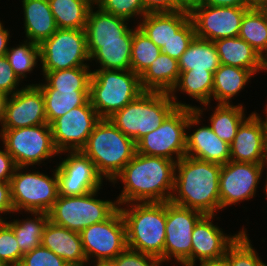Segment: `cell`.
<instances>
[{
    "label": "cell",
    "mask_w": 267,
    "mask_h": 266,
    "mask_svg": "<svg viewBox=\"0 0 267 266\" xmlns=\"http://www.w3.org/2000/svg\"><path fill=\"white\" fill-rule=\"evenodd\" d=\"M175 11H187L191 12L195 7L199 6L200 0H174Z\"/></svg>",
    "instance_id": "obj_52"
},
{
    "label": "cell",
    "mask_w": 267,
    "mask_h": 266,
    "mask_svg": "<svg viewBox=\"0 0 267 266\" xmlns=\"http://www.w3.org/2000/svg\"><path fill=\"white\" fill-rule=\"evenodd\" d=\"M222 165L189 156L176 162L174 189L170 201L203 214L221 211L219 182Z\"/></svg>",
    "instance_id": "obj_2"
},
{
    "label": "cell",
    "mask_w": 267,
    "mask_h": 266,
    "mask_svg": "<svg viewBox=\"0 0 267 266\" xmlns=\"http://www.w3.org/2000/svg\"><path fill=\"white\" fill-rule=\"evenodd\" d=\"M196 37L195 27L191 18L176 32L174 36L161 48L162 53L179 59Z\"/></svg>",
    "instance_id": "obj_43"
},
{
    "label": "cell",
    "mask_w": 267,
    "mask_h": 266,
    "mask_svg": "<svg viewBox=\"0 0 267 266\" xmlns=\"http://www.w3.org/2000/svg\"><path fill=\"white\" fill-rule=\"evenodd\" d=\"M143 92L132 70L92 69L89 98L100 118L111 117Z\"/></svg>",
    "instance_id": "obj_5"
},
{
    "label": "cell",
    "mask_w": 267,
    "mask_h": 266,
    "mask_svg": "<svg viewBox=\"0 0 267 266\" xmlns=\"http://www.w3.org/2000/svg\"><path fill=\"white\" fill-rule=\"evenodd\" d=\"M13 42L14 45L12 44V46H9L5 57L9 61L11 68L19 77V79L22 82L24 81V84L26 85H33V83L29 82L30 79H27V77L28 75L30 76L35 74L38 68L40 69L39 44L26 39Z\"/></svg>",
    "instance_id": "obj_35"
},
{
    "label": "cell",
    "mask_w": 267,
    "mask_h": 266,
    "mask_svg": "<svg viewBox=\"0 0 267 266\" xmlns=\"http://www.w3.org/2000/svg\"><path fill=\"white\" fill-rule=\"evenodd\" d=\"M176 107L169 93L145 91L108 119L137 143L160 127Z\"/></svg>",
    "instance_id": "obj_6"
},
{
    "label": "cell",
    "mask_w": 267,
    "mask_h": 266,
    "mask_svg": "<svg viewBox=\"0 0 267 266\" xmlns=\"http://www.w3.org/2000/svg\"><path fill=\"white\" fill-rule=\"evenodd\" d=\"M81 151L95 164L103 179L111 183L133 159L136 143L108 118H101Z\"/></svg>",
    "instance_id": "obj_4"
},
{
    "label": "cell",
    "mask_w": 267,
    "mask_h": 266,
    "mask_svg": "<svg viewBox=\"0 0 267 266\" xmlns=\"http://www.w3.org/2000/svg\"><path fill=\"white\" fill-rule=\"evenodd\" d=\"M265 176H263V181H262V183L264 184L263 186H262V192H263V194L265 195H262L263 196V198L266 200V202H267V172H265Z\"/></svg>",
    "instance_id": "obj_56"
},
{
    "label": "cell",
    "mask_w": 267,
    "mask_h": 266,
    "mask_svg": "<svg viewBox=\"0 0 267 266\" xmlns=\"http://www.w3.org/2000/svg\"><path fill=\"white\" fill-rule=\"evenodd\" d=\"M219 215L204 214L195 224L191 235V264L200 261L219 260L225 256L228 247L243 232L242 226L234 233L220 228ZM216 217V218H215Z\"/></svg>",
    "instance_id": "obj_18"
},
{
    "label": "cell",
    "mask_w": 267,
    "mask_h": 266,
    "mask_svg": "<svg viewBox=\"0 0 267 266\" xmlns=\"http://www.w3.org/2000/svg\"><path fill=\"white\" fill-rule=\"evenodd\" d=\"M238 36L253 47L264 60L267 58V21L258 8H249L245 12Z\"/></svg>",
    "instance_id": "obj_38"
},
{
    "label": "cell",
    "mask_w": 267,
    "mask_h": 266,
    "mask_svg": "<svg viewBox=\"0 0 267 266\" xmlns=\"http://www.w3.org/2000/svg\"><path fill=\"white\" fill-rule=\"evenodd\" d=\"M264 73L267 74V58L264 60Z\"/></svg>",
    "instance_id": "obj_60"
},
{
    "label": "cell",
    "mask_w": 267,
    "mask_h": 266,
    "mask_svg": "<svg viewBox=\"0 0 267 266\" xmlns=\"http://www.w3.org/2000/svg\"><path fill=\"white\" fill-rule=\"evenodd\" d=\"M40 72L90 67L85 30L58 28L39 44Z\"/></svg>",
    "instance_id": "obj_10"
},
{
    "label": "cell",
    "mask_w": 267,
    "mask_h": 266,
    "mask_svg": "<svg viewBox=\"0 0 267 266\" xmlns=\"http://www.w3.org/2000/svg\"><path fill=\"white\" fill-rule=\"evenodd\" d=\"M57 28L85 30L92 0H48Z\"/></svg>",
    "instance_id": "obj_36"
},
{
    "label": "cell",
    "mask_w": 267,
    "mask_h": 266,
    "mask_svg": "<svg viewBox=\"0 0 267 266\" xmlns=\"http://www.w3.org/2000/svg\"><path fill=\"white\" fill-rule=\"evenodd\" d=\"M199 5H204V6H228V7H249L247 0H200Z\"/></svg>",
    "instance_id": "obj_51"
},
{
    "label": "cell",
    "mask_w": 267,
    "mask_h": 266,
    "mask_svg": "<svg viewBox=\"0 0 267 266\" xmlns=\"http://www.w3.org/2000/svg\"><path fill=\"white\" fill-rule=\"evenodd\" d=\"M100 119L89 99L84 105L54 120L50 126L59 153L81 150Z\"/></svg>",
    "instance_id": "obj_16"
},
{
    "label": "cell",
    "mask_w": 267,
    "mask_h": 266,
    "mask_svg": "<svg viewBox=\"0 0 267 266\" xmlns=\"http://www.w3.org/2000/svg\"><path fill=\"white\" fill-rule=\"evenodd\" d=\"M102 190L103 188L80 196L59 195L48 212L49 220L78 233L92 224L105 221L119 206L115 198L100 197Z\"/></svg>",
    "instance_id": "obj_8"
},
{
    "label": "cell",
    "mask_w": 267,
    "mask_h": 266,
    "mask_svg": "<svg viewBox=\"0 0 267 266\" xmlns=\"http://www.w3.org/2000/svg\"><path fill=\"white\" fill-rule=\"evenodd\" d=\"M255 77L257 75L251 70L221 64L214 72L211 103L244 106V102L236 103L235 101L234 103L233 100H238L236 98L245 91L247 86L249 88L252 78Z\"/></svg>",
    "instance_id": "obj_27"
},
{
    "label": "cell",
    "mask_w": 267,
    "mask_h": 266,
    "mask_svg": "<svg viewBox=\"0 0 267 266\" xmlns=\"http://www.w3.org/2000/svg\"><path fill=\"white\" fill-rule=\"evenodd\" d=\"M110 264L112 266H163L165 263L158 257L126 248Z\"/></svg>",
    "instance_id": "obj_45"
},
{
    "label": "cell",
    "mask_w": 267,
    "mask_h": 266,
    "mask_svg": "<svg viewBox=\"0 0 267 266\" xmlns=\"http://www.w3.org/2000/svg\"><path fill=\"white\" fill-rule=\"evenodd\" d=\"M203 215L198 210L183 207L171 201L166 202L164 243V263L166 265L168 262L174 264L173 266L191 265V235L195 224Z\"/></svg>",
    "instance_id": "obj_13"
},
{
    "label": "cell",
    "mask_w": 267,
    "mask_h": 266,
    "mask_svg": "<svg viewBox=\"0 0 267 266\" xmlns=\"http://www.w3.org/2000/svg\"><path fill=\"white\" fill-rule=\"evenodd\" d=\"M85 266H112V265L106 262H89Z\"/></svg>",
    "instance_id": "obj_57"
},
{
    "label": "cell",
    "mask_w": 267,
    "mask_h": 266,
    "mask_svg": "<svg viewBox=\"0 0 267 266\" xmlns=\"http://www.w3.org/2000/svg\"><path fill=\"white\" fill-rule=\"evenodd\" d=\"M133 25L132 22L107 13L94 4L89 11L85 26L86 40L87 42L122 41V36Z\"/></svg>",
    "instance_id": "obj_30"
},
{
    "label": "cell",
    "mask_w": 267,
    "mask_h": 266,
    "mask_svg": "<svg viewBox=\"0 0 267 266\" xmlns=\"http://www.w3.org/2000/svg\"><path fill=\"white\" fill-rule=\"evenodd\" d=\"M220 63L253 71L264 72V59L239 36L213 41Z\"/></svg>",
    "instance_id": "obj_28"
},
{
    "label": "cell",
    "mask_w": 267,
    "mask_h": 266,
    "mask_svg": "<svg viewBox=\"0 0 267 266\" xmlns=\"http://www.w3.org/2000/svg\"><path fill=\"white\" fill-rule=\"evenodd\" d=\"M213 76L211 71H180L179 79L170 91V96L175 102L177 107H183L195 110L197 107L211 103V95L213 88ZM178 94H181L178 96ZM183 97H180L182 96ZM184 95L189 97L187 100H192L194 103H187L184 99ZM180 97V98H179ZM183 98L184 101L179 100Z\"/></svg>",
    "instance_id": "obj_23"
},
{
    "label": "cell",
    "mask_w": 267,
    "mask_h": 266,
    "mask_svg": "<svg viewBox=\"0 0 267 266\" xmlns=\"http://www.w3.org/2000/svg\"><path fill=\"white\" fill-rule=\"evenodd\" d=\"M264 15L267 21V2H265L261 7L258 8Z\"/></svg>",
    "instance_id": "obj_58"
},
{
    "label": "cell",
    "mask_w": 267,
    "mask_h": 266,
    "mask_svg": "<svg viewBox=\"0 0 267 266\" xmlns=\"http://www.w3.org/2000/svg\"><path fill=\"white\" fill-rule=\"evenodd\" d=\"M94 4L101 10L124 18L135 25L148 13L143 0H96Z\"/></svg>",
    "instance_id": "obj_41"
},
{
    "label": "cell",
    "mask_w": 267,
    "mask_h": 266,
    "mask_svg": "<svg viewBox=\"0 0 267 266\" xmlns=\"http://www.w3.org/2000/svg\"><path fill=\"white\" fill-rule=\"evenodd\" d=\"M180 71H211L213 74L221 65L213 41L195 37L187 50L178 59Z\"/></svg>",
    "instance_id": "obj_33"
},
{
    "label": "cell",
    "mask_w": 267,
    "mask_h": 266,
    "mask_svg": "<svg viewBox=\"0 0 267 266\" xmlns=\"http://www.w3.org/2000/svg\"><path fill=\"white\" fill-rule=\"evenodd\" d=\"M189 19L190 12L183 10L151 12L139 21L137 27L159 48H162Z\"/></svg>",
    "instance_id": "obj_31"
},
{
    "label": "cell",
    "mask_w": 267,
    "mask_h": 266,
    "mask_svg": "<svg viewBox=\"0 0 267 266\" xmlns=\"http://www.w3.org/2000/svg\"><path fill=\"white\" fill-rule=\"evenodd\" d=\"M188 108L176 107L154 131L136 143V152L178 162L186 155Z\"/></svg>",
    "instance_id": "obj_11"
},
{
    "label": "cell",
    "mask_w": 267,
    "mask_h": 266,
    "mask_svg": "<svg viewBox=\"0 0 267 266\" xmlns=\"http://www.w3.org/2000/svg\"><path fill=\"white\" fill-rule=\"evenodd\" d=\"M175 167V161L136 152L133 159L110 183L114 189L117 185L119 187V195L115 197L118 206L170 201L174 189Z\"/></svg>",
    "instance_id": "obj_1"
},
{
    "label": "cell",
    "mask_w": 267,
    "mask_h": 266,
    "mask_svg": "<svg viewBox=\"0 0 267 266\" xmlns=\"http://www.w3.org/2000/svg\"><path fill=\"white\" fill-rule=\"evenodd\" d=\"M25 85L14 73L7 58L5 56L0 57V93L10 96Z\"/></svg>",
    "instance_id": "obj_46"
},
{
    "label": "cell",
    "mask_w": 267,
    "mask_h": 266,
    "mask_svg": "<svg viewBox=\"0 0 267 266\" xmlns=\"http://www.w3.org/2000/svg\"><path fill=\"white\" fill-rule=\"evenodd\" d=\"M199 263V264H198ZM188 266H227L224 258L219 260L200 261Z\"/></svg>",
    "instance_id": "obj_53"
},
{
    "label": "cell",
    "mask_w": 267,
    "mask_h": 266,
    "mask_svg": "<svg viewBox=\"0 0 267 266\" xmlns=\"http://www.w3.org/2000/svg\"><path fill=\"white\" fill-rule=\"evenodd\" d=\"M4 221L12 228L21 253L24 255L41 246L42 235L49 221V216L46 212L16 211Z\"/></svg>",
    "instance_id": "obj_29"
},
{
    "label": "cell",
    "mask_w": 267,
    "mask_h": 266,
    "mask_svg": "<svg viewBox=\"0 0 267 266\" xmlns=\"http://www.w3.org/2000/svg\"><path fill=\"white\" fill-rule=\"evenodd\" d=\"M249 7L199 5L190 12L196 37L208 41L237 37Z\"/></svg>",
    "instance_id": "obj_17"
},
{
    "label": "cell",
    "mask_w": 267,
    "mask_h": 266,
    "mask_svg": "<svg viewBox=\"0 0 267 266\" xmlns=\"http://www.w3.org/2000/svg\"><path fill=\"white\" fill-rule=\"evenodd\" d=\"M246 108V105L242 106L240 104L213 105V103H208L197 107L195 111L203 118V120H205V122L208 123L214 133L221 140H224L230 145L237 134L239 126L250 115V113L248 114Z\"/></svg>",
    "instance_id": "obj_24"
},
{
    "label": "cell",
    "mask_w": 267,
    "mask_h": 266,
    "mask_svg": "<svg viewBox=\"0 0 267 266\" xmlns=\"http://www.w3.org/2000/svg\"><path fill=\"white\" fill-rule=\"evenodd\" d=\"M179 75L178 60L161 52L140 76V82L144 91L170 93Z\"/></svg>",
    "instance_id": "obj_32"
},
{
    "label": "cell",
    "mask_w": 267,
    "mask_h": 266,
    "mask_svg": "<svg viewBox=\"0 0 267 266\" xmlns=\"http://www.w3.org/2000/svg\"><path fill=\"white\" fill-rule=\"evenodd\" d=\"M80 236L87 263H110L127 248L126 226L119 208L105 221L83 229Z\"/></svg>",
    "instance_id": "obj_15"
},
{
    "label": "cell",
    "mask_w": 267,
    "mask_h": 266,
    "mask_svg": "<svg viewBox=\"0 0 267 266\" xmlns=\"http://www.w3.org/2000/svg\"><path fill=\"white\" fill-rule=\"evenodd\" d=\"M264 168L265 172H267V140H266V150H265V159H264Z\"/></svg>",
    "instance_id": "obj_59"
},
{
    "label": "cell",
    "mask_w": 267,
    "mask_h": 266,
    "mask_svg": "<svg viewBox=\"0 0 267 266\" xmlns=\"http://www.w3.org/2000/svg\"><path fill=\"white\" fill-rule=\"evenodd\" d=\"M45 104L47 124L65 115L72 109L84 105L89 98V90L41 89Z\"/></svg>",
    "instance_id": "obj_37"
},
{
    "label": "cell",
    "mask_w": 267,
    "mask_h": 266,
    "mask_svg": "<svg viewBox=\"0 0 267 266\" xmlns=\"http://www.w3.org/2000/svg\"><path fill=\"white\" fill-rule=\"evenodd\" d=\"M24 39L40 44L58 29L48 0H19Z\"/></svg>",
    "instance_id": "obj_25"
},
{
    "label": "cell",
    "mask_w": 267,
    "mask_h": 266,
    "mask_svg": "<svg viewBox=\"0 0 267 266\" xmlns=\"http://www.w3.org/2000/svg\"><path fill=\"white\" fill-rule=\"evenodd\" d=\"M126 226L127 248L164 262L166 202L119 205Z\"/></svg>",
    "instance_id": "obj_3"
},
{
    "label": "cell",
    "mask_w": 267,
    "mask_h": 266,
    "mask_svg": "<svg viewBox=\"0 0 267 266\" xmlns=\"http://www.w3.org/2000/svg\"><path fill=\"white\" fill-rule=\"evenodd\" d=\"M6 98L7 96L5 94L0 93V126H1V123L4 117V105H5Z\"/></svg>",
    "instance_id": "obj_54"
},
{
    "label": "cell",
    "mask_w": 267,
    "mask_h": 266,
    "mask_svg": "<svg viewBox=\"0 0 267 266\" xmlns=\"http://www.w3.org/2000/svg\"><path fill=\"white\" fill-rule=\"evenodd\" d=\"M205 123L195 110L188 109L186 156L220 165L226 164L230 161V145L221 140Z\"/></svg>",
    "instance_id": "obj_20"
},
{
    "label": "cell",
    "mask_w": 267,
    "mask_h": 266,
    "mask_svg": "<svg viewBox=\"0 0 267 266\" xmlns=\"http://www.w3.org/2000/svg\"><path fill=\"white\" fill-rule=\"evenodd\" d=\"M19 266H70L51 250L39 246L23 255Z\"/></svg>",
    "instance_id": "obj_44"
},
{
    "label": "cell",
    "mask_w": 267,
    "mask_h": 266,
    "mask_svg": "<svg viewBox=\"0 0 267 266\" xmlns=\"http://www.w3.org/2000/svg\"><path fill=\"white\" fill-rule=\"evenodd\" d=\"M248 219L245 220L246 225H242L243 232L226 250L223 258L227 266H264L266 264L264 258H261L263 255L261 253L259 255L257 247H254L253 240L250 239Z\"/></svg>",
    "instance_id": "obj_39"
},
{
    "label": "cell",
    "mask_w": 267,
    "mask_h": 266,
    "mask_svg": "<svg viewBox=\"0 0 267 266\" xmlns=\"http://www.w3.org/2000/svg\"><path fill=\"white\" fill-rule=\"evenodd\" d=\"M256 111L258 110L251 111L239 126L230 144V161L264 164L267 114L264 110L261 113Z\"/></svg>",
    "instance_id": "obj_21"
},
{
    "label": "cell",
    "mask_w": 267,
    "mask_h": 266,
    "mask_svg": "<svg viewBox=\"0 0 267 266\" xmlns=\"http://www.w3.org/2000/svg\"><path fill=\"white\" fill-rule=\"evenodd\" d=\"M267 101V100H266ZM264 107V111L266 112V114H267V102H265V105L263 106Z\"/></svg>",
    "instance_id": "obj_61"
},
{
    "label": "cell",
    "mask_w": 267,
    "mask_h": 266,
    "mask_svg": "<svg viewBox=\"0 0 267 266\" xmlns=\"http://www.w3.org/2000/svg\"><path fill=\"white\" fill-rule=\"evenodd\" d=\"M145 10L151 12H174V0H143Z\"/></svg>",
    "instance_id": "obj_49"
},
{
    "label": "cell",
    "mask_w": 267,
    "mask_h": 266,
    "mask_svg": "<svg viewBox=\"0 0 267 266\" xmlns=\"http://www.w3.org/2000/svg\"><path fill=\"white\" fill-rule=\"evenodd\" d=\"M2 145V146H1ZM16 165L4 145L0 144V182H10Z\"/></svg>",
    "instance_id": "obj_48"
},
{
    "label": "cell",
    "mask_w": 267,
    "mask_h": 266,
    "mask_svg": "<svg viewBox=\"0 0 267 266\" xmlns=\"http://www.w3.org/2000/svg\"><path fill=\"white\" fill-rule=\"evenodd\" d=\"M47 124L43 93L37 85H25L7 96L0 130Z\"/></svg>",
    "instance_id": "obj_19"
},
{
    "label": "cell",
    "mask_w": 267,
    "mask_h": 266,
    "mask_svg": "<svg viewBox=\"0 0 267 266\" xmlns=\"http://www.w3.org/2000/svg\"><path fill=\"white\" fill-rule=\"evenodd\" d=\"M48 166L51 173L42 170L41 167L16 166L10 180L15 212L50 211L59 194L56 168L54 165L53 168L51 165Z\"/></svg>",
    "instance_id": "obj_7"
},
{
    "label": "cell",
    "mask_w": 267,
    "mask_h": 266,
    "mask_svg": "<svg viewBox=\"0 0 267 266\" xmlns=\"http://www.w3.org/2000/svg\"><path fill=\"white\" fill-rule=\"evenodd\" d=\"M132 41L133 26L122 36V41L87 42L91 69L93 66V69L131 70Z\"/></svg>",
    "instance_id": "obj_22"
},
{
    "label": "cell",
    "mask_w": 267,
    "mask_h": 266,
    "mask_svg": "<svg viewBox=\"0 0 267 266\" xmlns=\"http://www.w3.org/2000/svg\"><path fill=\"white\" fill-rule=\"evenodd\" d=\"M41 246L51 250L70 266H85L87 258L80 233L48 221L41 239Z\"/></svg>",
    "instance_id": "obj_26"
},
{
    "label": "cell",
    "mask_w": 267,
    "mask_h": 266,
    "mask_svg": "<svg viewBox=\"0 0 267 266\" xmlns=\"http://www.w3.org/2000/svg\"><path fill=\"white\" fill-rule=\"evenodd\" d=\"M161 52V48L151 41L147 35L134 24L131 70L138 76H141Z\"/></svg>",
    "instance_id": "obj_40"
},
{
    "label": "cell",
    "mask_w": 267,
    "mask_h": 266,
    "mask_svg": "<svg viewBox=\"0 0 267 266\" xmlns=\"http://www.w3.org/2000/svg\"><path fill=\"white\" fill-rule=\"evenodd\" d=\"M23 254L12 228L2 220L0 222V259L7 266H19Z\"/></svg>",
    "instance_id": "obj_42"
},
{
    "label": "cell",
    "mask_w": 267,
    "mask_h": 266,
    "mask_svg": "<svg viewBox=\"0 0 267 266\" xmlns=\"http://www.w3.org/2000/svg\"><path fill=\"white\" fill-rule=\"evenodd\" d=\"M14 212L10 182H0V218L4 220Z\"/></svg>",
    "instance_id": "obj_47"
},
{
    "label": "cell",
    "mask_w": 267,
    "mask_h": 266,
    "mask_svg": "<svg viewBox=\"0 0 267 266\" xmlns=\"http://www.w3.org/2000/svg\"><path fill=\"white\" fill-rule=\"evenodd\" d=\"M0 143L4 145L16 166L45 165L46 168V164H55L56 158L59 157L49 124L0 130Z\"/></svg>",
    "instance_id": "obj_9"
},
{
    "label": "cell",
    "mask_w": 267,
    "mask_h": 266,
    "mask_svg": "<svg viewBox=\"0 0 267 266\" xmlns=\"http://www.w3.org/2000/svg\"><path fill=\"white\" fill-rule=\"evenodd\" d=\"M249 8H259L261 7L267 0H247Z\"/></svg>",
    "instance_id": "obj_55"
},
{
    "label": "cell",
    "mask_w": 267,
    "mask_h": 266,
    "mask_svg": "<svg viewBox=\"0 0 267 266\" xmlns=\"http://www.w3.org/2000/svg\"><path fill=\"white\" fill-rule=\"evenodd\" d=\"M264 175L263 164L236 161L223 164L219 182L221 213L232 206H240L242 202L254 201L259 196L258 190L262 191L260 188Z\"/></svg>",
    "instance_id": "obj_12"
},
{
    "label": "cell",
    "mask_w": 267,
    "mask_h": 266,
    "mask_svg": "<svg viewBox=\"0 0 267 266\" xmlns=\"http://www.w3.org/2000/svg\"><path fill=\"white\" fill-rule=\"evenodd\" d=\"M0 266H7V265L0 259Z\"/></svg>",
    "instance_id": "obj_62"
},
{
    "label": "cell",
    "mask_w": 267,
    "mask_h": 266,
    "mask_svg": "<svg viewBox=\"0 0 267 266\" xmlns=\"http://www.w3.org/2000/svg\"><path fill=\"white\" fill-rule=\"evenodd\" d=\"M37 83L31 79L33 85H37L40 89H56V90H89L90 79L92 74L91 67H74L58 71L40 72ZM34 81V82H33Z\"/></svg>",
    "instance_id": "obj_34"
},
{
    "label": "cell",
    "mask_w": 267,
    "mask_h": 266,
    "mask_svg": "<svg viewBox=\"0 0 267 266\" xmlns=\"http://www.w3.org/2000/svg\"><path fill=\"white\" fill-rule=\"evenodd\" d=\"M58 158L54 166L60 196H80L110 185L81 150L60 152Z\"/></svg>",
    "instance_id": "obj_14"
},
{
    "label": "cell",
    "mask_w": 267,
    "mask_h": 266,
    "mask_svg": "<svg viewBox=\"0 0 267 266\" xmlns=\"http://www.w3.org/2000/svg\"><path fill=\"white\" fill-rule=\"evenodd\" d=\"M5 22L3 21V18L1 20L0 18V57L5 56L7 50L9 49V46L12 42L11 38L14 36V33L12 34L11 32H14L13 29L10 28H5ZM12 30V31H10Z\"/></svg>",
    "instance_id": "obj_50"
}]
</instances>
